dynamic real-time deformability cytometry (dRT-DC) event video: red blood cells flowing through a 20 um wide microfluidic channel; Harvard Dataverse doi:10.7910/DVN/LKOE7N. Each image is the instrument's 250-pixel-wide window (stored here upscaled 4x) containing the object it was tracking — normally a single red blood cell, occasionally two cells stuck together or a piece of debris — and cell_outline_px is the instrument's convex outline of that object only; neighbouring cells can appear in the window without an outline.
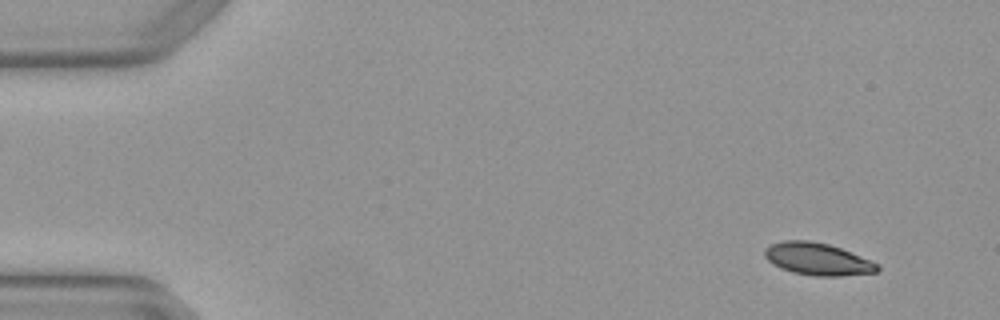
{"species": "Egyptian fruit bat (a non-hibernating species)", "species_latin": "Rousettus aegyptiacus", "temperature_condition": "warm", "stored_images_in_passage": 4, "camera_frame_rate_fps": 3000, "um_per_image_px": 0.085, "animal": {"sex": "female"}, "frame": {"image": 1, "passage_image": 1, "time_ms": 0.0, "image_size_px": [1000, 320], "cell_outline_px": [[880, 272], [840, 276], [812, 276], [792, 272], [780, 268], [772, 264], [764, 256], [764, 248], [772, 244], [784, 240], [808, 240], [828, 244], [840, 248], [880, 264]], "centroid_in_image_um": [69.5, 22.03], "position_along_channel_um": 15.5, "area_um2": 21.33}}
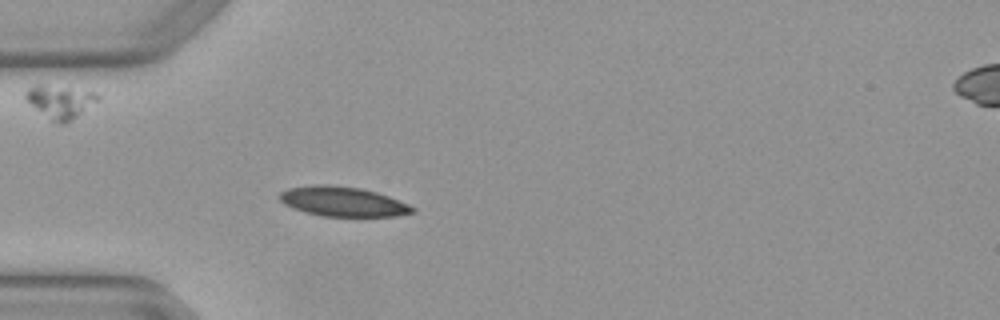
{"frame": {"image": 2, "passage_image": 4, "time_ms": 1.0, "image_size_px": [1000, 320], "cell_outline_px": [[416, 212], [396, 216], [320, 216], [304, 212], [292, 208], [284, 204], [276, 196], [280, 192], [288, 188], [312, 184], [328, 184], [360, 188], [376, 192], [388, 196], [408, 204], [416, 208]], "centroid_in_image_um": [29.1, 17.13], "position_along_channel_um": 55.9, "area_um2": 23.24}}